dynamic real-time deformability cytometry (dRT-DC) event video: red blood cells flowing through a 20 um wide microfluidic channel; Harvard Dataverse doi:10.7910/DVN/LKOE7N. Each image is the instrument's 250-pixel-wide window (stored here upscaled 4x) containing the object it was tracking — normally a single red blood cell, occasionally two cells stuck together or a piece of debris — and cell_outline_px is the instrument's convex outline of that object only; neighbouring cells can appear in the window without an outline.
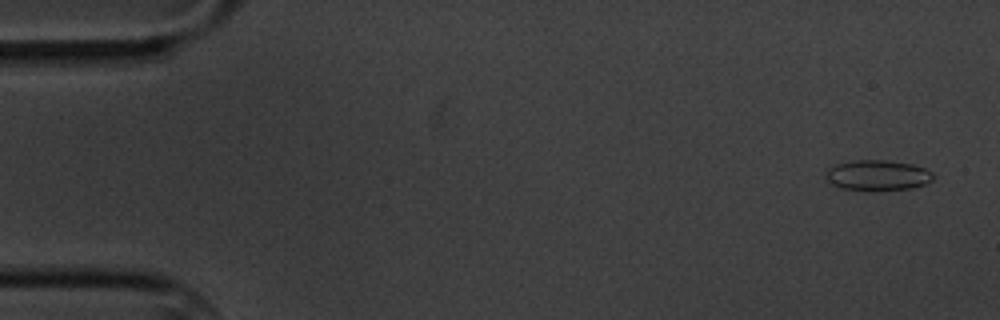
{"species": "common noctule bat (a hibernating species)", "species_latin": "Nyctalus noctula", "temperature_condition": "cold", "stored_images_in_passage": 5, "segment_of_instrument_passage": [1, 2], "camera_frame_rate_fps": 3000, "um_per_image_px": 0.085, "animal": {"sex": "male", "body_mass_g": 20.1, "forearm_length_mm": 53.5}, "frame": {"image": 1, "passage_image": 1, "time_ms": 0.0, "image_size_px": [1000, 320], "cell_outline_px": [[936, 176], [932, 180], [924, 184], [912, 188], [876, 192], [868, 192], [840, 188], [832, 184], [824, 176], [824, 172], [828, 168], [836, 164], [852, 160], [884, 160], [912, 164], [924, 168], [932, 172]], "centroid_in_image_um": [74.57, 14.93], "position_along_channel_um": 10.4, "area_um2": 19.65}}